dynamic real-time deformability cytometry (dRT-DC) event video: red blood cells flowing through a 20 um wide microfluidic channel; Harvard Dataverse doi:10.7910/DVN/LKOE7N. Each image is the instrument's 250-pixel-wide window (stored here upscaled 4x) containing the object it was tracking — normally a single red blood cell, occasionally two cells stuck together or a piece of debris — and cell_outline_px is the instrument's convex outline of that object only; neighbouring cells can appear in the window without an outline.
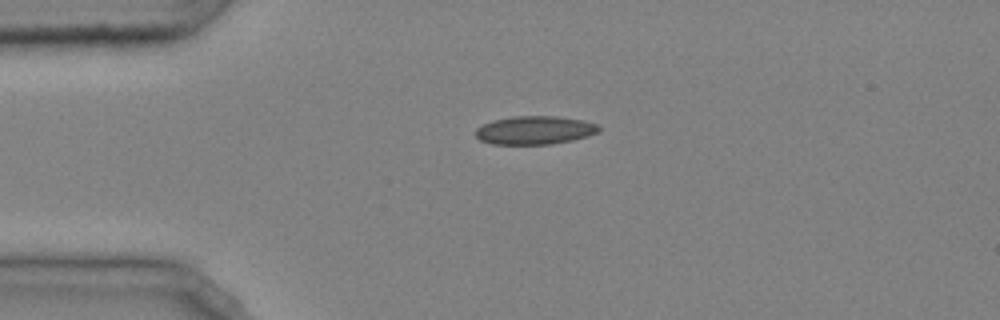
{"species": "common noctule bat (a hibernating species)", "species_latin": "Nyctalus noctula", "temperature_condition": "cold", "stored_images_in_passage": 34, "camera_frame_rate_fps": 3000, "um_per_image_px": 0.085, "animal": {"sex": "male", "body_mass_g": 20.4}, "frame": {"image": 1, "passage_image": 1, "time_ms": 0.0, "image_size_px": [1000, 320], "cell_outline_px": [[600, 132], [588, 136], [572, 140], [552, 144], [492, 144], [480, 140], [476, 136], [476, 128], [492, 120], [512, 116], [556, 116], [580, 120], [596, 124], [600, 128]], "centroid_in_image_um": [45.44, 11.07], "position_along_channel_um": 39.6, "area_um2": 20.35}}
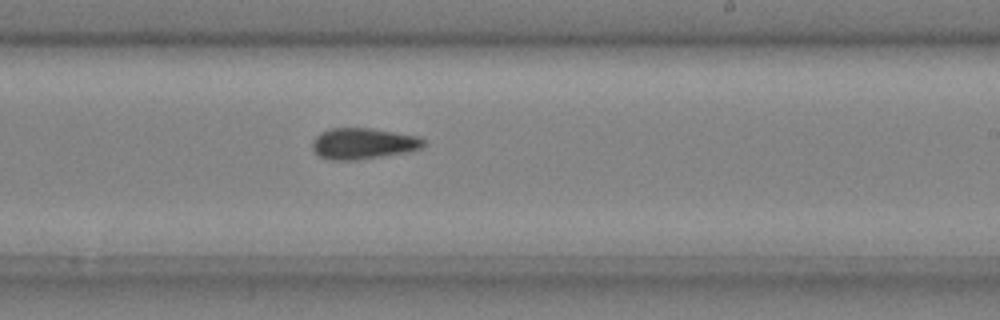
{"frame": {"image": 2, "passage_image": 19, "time_ms": 6.0, "image_size_px": [1000, 320], "cell_outline_px": [[424, 144], [420, 148], [408, 152], [356, 160], [328, 160], [320, 156], [312, 148], [312, 140], [320, 132], [332, 128], [372, 128], [420, 136], [424, 140]], "centroid_in_image_um": [30.86, 12.2], "position_along_channel_um": 258.1, "area_um2": 20.23}}
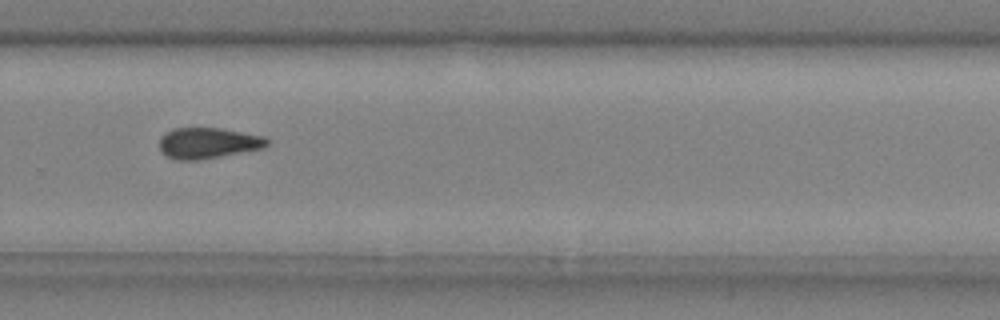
{"frame": {"image": 3, "passage_image": 23, "time_ms": 7.333, "image_size_px": [1000, 320], "cell_outline_px": [[268, 144], [264, 148], [200, 160], [176, 160], [160, 152], [160, 136], [164, 132], [172, 128], [220, 128], [264, 136], [268, 140]], "centroid_in_image_um": [17.65, 12.16], "position_along_channel_um": 312.1, "area_um2": 19.48}, "authors_computed_cell_mechanics": {"area_um2": 19.6231, "velocity_mm_per_s": 4.0541, "shape_relaxation_time_tau1_ms": 3.8004, "shape_relaxation_time_tau2_ms": 5.9761, "deformation_change_tau1": 0.1184, "deformation_change_tau2": 0.1367}}